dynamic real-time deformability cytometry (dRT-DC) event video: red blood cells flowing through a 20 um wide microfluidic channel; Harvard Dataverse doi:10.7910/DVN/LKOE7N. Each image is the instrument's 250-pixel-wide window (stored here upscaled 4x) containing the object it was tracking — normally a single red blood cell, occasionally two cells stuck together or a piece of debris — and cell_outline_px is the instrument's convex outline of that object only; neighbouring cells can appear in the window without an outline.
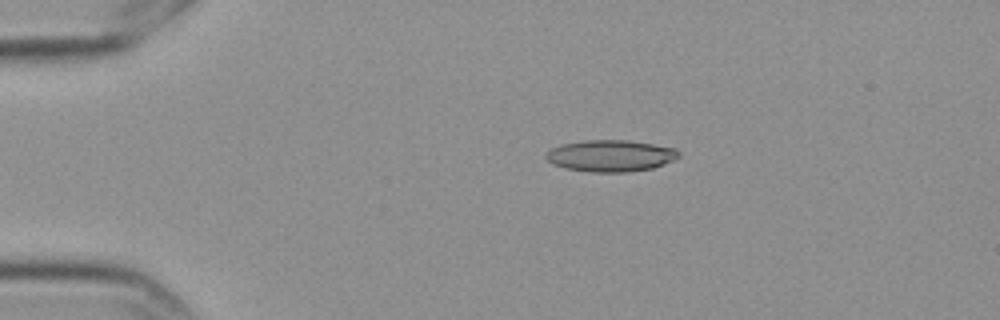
{"species": "Egyptian fruit bat (a non-hibernating species)", "species_latin": "Rousettus aegyptiacus", "temperature_condition": "cold", "stored_images_in_passage": 4, "camera_frame_rate_fps": 3000, "um_per_image_px": 0.085, "frame": {"image": 1, "passage_image": 2, "time_ms": 0.333, "image_size_px": [1000, 320], "cell_outline_px": [[680, 156], [664, 164], [652, 168], [628, 172], [592, 172], [564, 168], [552, 164], [544, 156], [552, 148], [564, 144], [584, 140], [628, 140], [676, 148], [680, 152]], "centroid_in_image_um": [51.91, 13.24], "position_along_channel_um": 33.1, "area_um2": 24.39}}